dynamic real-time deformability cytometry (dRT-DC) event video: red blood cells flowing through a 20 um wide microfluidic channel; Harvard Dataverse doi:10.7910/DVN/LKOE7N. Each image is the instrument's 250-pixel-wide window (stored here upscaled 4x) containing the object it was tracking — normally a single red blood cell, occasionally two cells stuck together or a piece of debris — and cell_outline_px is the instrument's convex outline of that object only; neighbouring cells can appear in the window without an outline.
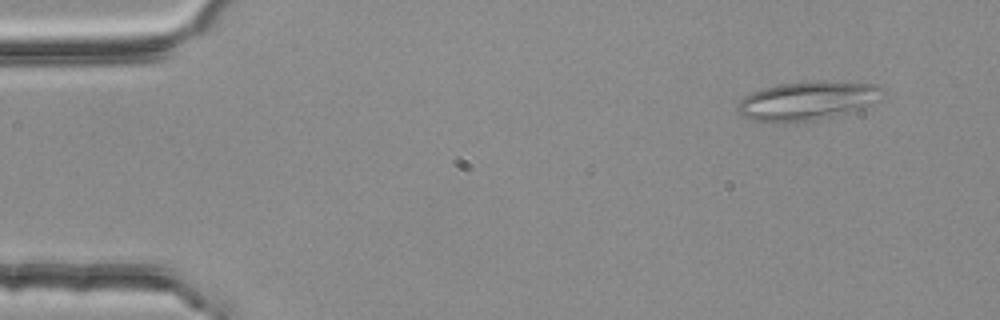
{"species": "common noctule bat (a hibernating species)", "species_latin": "Nyctalus noctula", "temperature_condition": "room temperature", "stored_images_in_passage": 3, "camera_frame_rate_fps": 3000, "um_per_image_px": 0.085, "animal": {"sex": "female", "body_mass_g": 25.1}, "frame": {"image": 1, "passage_image": 1, "time_ms": 0.0, "image_size_px": [1000, 320], "cell_outline_px": [[884, 92], [864, 108], [832, 116], [812, 120], [748, 120], [736, 112], [736, 104], [744, 96], [752, 92], [764, 88], [780, 84], [804, 80], [816, 80], [876, 84], [884, 88]], "centroid_in_image_um": [68.6, 8.52], "position_along_channel_um": 16.4, "area_um2": 32.31}}